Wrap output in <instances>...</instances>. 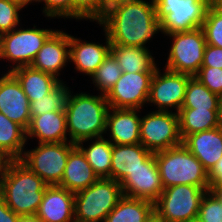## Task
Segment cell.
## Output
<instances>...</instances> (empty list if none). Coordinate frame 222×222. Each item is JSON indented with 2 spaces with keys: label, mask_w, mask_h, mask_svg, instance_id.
<instances>
[{
  "label": "cell",
  "mask_w": 222,
  "mask_h": 222,
  "mask_svg": "<svg viewBox=\"0 0 222 222\" xmlns=\"http://www.w3.org/2000/svg\"><path fill=\"white\" fill-rule=\"evenodd\" d=\"M211 191H213L222 201V180L217 181L211 187Z\"/></svg>",
  "instance_id": "cell-44"
},
{
  "label": "cell",
  "mask_w": 222,
  "mask_h": 222,
  "mask_svg": "<svg viewBox=\"0 0 222 222\" xmlns=\"http://www.w3.org/2000/svg\"><path fill=\"white\" fill-rule=\"evenodd\" d=\"M24 7L12 0H0V36L20 25V11ZM19 12V13H18Z\"/></svg>",
  "instance_id": "cell-36"
},
{
  "label": "cell",
  "mask_w": 222,
  "mask_h": 222,
  "mask_svg": "<svg viewBox=\"0 0 222 222\" xmlns=\"http://www.w3.org/2000/svg\"><path fill=\"white\" fill-rule=\"evenodd\" d=\"M219 124L222 127V96H220L219 102Z\"/></svg>",
  "instance_id": "cell-47"
},
{
  "label": "cell",
  "mask_w": 222,
  "mask_h": 222,
  "mask_svg": "<svg viewBox=\"0 0 222 222\" xmlns=\"http://www.w3.org/2000/svg\"><path fill=\"white\" fill-rule=\"evenodd\" d=\"M196 221L222 222V201L213 191L203 196Z\"/></svg>",
  "instance_id": "cell-35"
},
{
  "label": "cell",
  "mask_w": 222,
  "mask_h": 222,
  "mask_svg": "<svg viewBox=\"0 0 222 222\" xmlns=\"http://www.w3.org/2000/svg\"><path fill=\"white\" fill-rule=\"evenodd\" d=\"M211 187L219 180H222V157L215 164L214 168L208 173Z\"/></svg>",
  "instance_id": "cell-41"
},
{
  "label": "cell",
  "mask_w": 222,
  "mask_h": 222,
  "mask_svg": "<svg viewBox=\"0 0 222 222\" xmlns=\"http://www.w3.org/2000/svg\"><path fill=\"white\" fill-rule=\"evenodd\" d=\"M140 109L113 108L107 113V138L112 144L127 145L140 143ZM108 131V132H107Z\"/></svg>",
  "instance_id": "cell-17"
},
{
  "label": "cell",
  "mask_w": 222,
  "mask_h": 222,
  "mask_svg": "<svg viewBox=\"0 0 222 222\" xmlns=\"http://www.w3.org/2000/svg\"><path fill=\"white\" fill-rule=\"evenodd\" d=\"M204 190L192 185H175L164 188L154 202L155 215L163 222L196 221Z\"/></svg>",
  "instance_id": "cell-6"
},
{
  "label": "cell",
  "mask_w": 222,
  "mask_h": 222,
  "mask_svg": "<svg viewBox=\"0 0 222 222\" xmlns=\"http://www.w3.org/2000/svg\"><path fill=\"white\" fill-rule=\"evenodd\" d=\"M98 24L111 44L122 46L149 48L146 43L161 32L154 0H128L113 5Z\"/></svg>",
  "instance_id": "cell-1"
},
{
  "label": "cell",
  "mask_w": 222,
  "mask_h": 222,
  "mask_svg": "<svg viewBox=\"0 0 222 222\" xmlns=\"http://www.w3.org/2000/svg\"><path fill=\"white\" fill-rule=\"evenodd\" d=\"M86 142H89V145L85 148L83 145ZM77 146L83 152L94 173L99 178H110L113 148L111 141L107 138L99 137L81 141Z\"/></svg>",
  "instance_id": "cell-27"
},
{
  "label": "cell",
  "mask_w": 222,
  "mask_h": 222,
  "mask_svg": "<svg viewBox=\"0 0 222 222\" xmlns=\"http://www.w3.org/2000/svg\"><path fill=\"white\" fill-rule=\"evenodd\" d=\"M36 215L44 222H74V193L58 185L47 186Z\"/></svg>",
  "instance_id": "cell-19"
},
{
  "label": "cell",
  "mask_w": 222,
  "mask_h": 222,
  "mask_svg": "<svg viewBox=\"0 0 222 222\" xmlns=\"http://www.w3.org/2000/svg\"><path fill=\"white\" fill-rule=\"evenodd\" d=\"M16 222H44L36 214L35 215H18Z\"/></svg>",
  "instance_id": "cell-43"
},
{
  "label": "cell",
  "mask_w": 222,
  "mask_h": 222,
  "mask_svg": "<svg viewBox=\"0 0 222 222\" xmlns=\"http://www.w3.org/2000/svg\"><path fill=\"white\" fill-rule=\"evenodd\" d=\"M154 154L163 188L184 184L211 190L208 172L183 143Z\"/></svg>",
  "instance_id": "cell-4"
},
{
  "label": "cell",
  "mask_w": 222,
  "mask_h": 222,
  "mask_svg": "<svg viewBox=\"0 0 222 222\" xmlns=\"http://www.w3.org/2000/svg\"><path fill=\"white\" fill-rule=\"evenodd\" d=\"M18 214L12 211L0 195V222H16Z\"/></svg>",
  "instance_id": "cell-40"
},
{
  "label": "cell",
  "mask_w": 222,
  "mask_h": 222,
  "mask_svg": "<svg viewBox=\"0 0 222 222\" xmlns=\"http://www.w3.org/2000/svg\"><path fill=\"white\" fill-rule=\"evenodd\" d=\"M111 54L115 57L122 72H155L158 65L148 48L111 45Z\"/></svg>",
  "instance_id": "cell-25"
},
{
  "label": "cell",
  "mask_w": 222,
  "mask_h": 222,
  "mask_svg": "<svg viewBox=\"0 0 222 222\" xmlns=\"http://www.w3.org/2000/svg\"><path fill=\"white\" fill-rule=\"evenodd\" d=\"M182 143L209 173L222 157V127L190 134Z\"/></svg>",
  "instance_id": "cell-20"
},
{
  "label": "cell",
  "mask_w": 222,
  "mask_h": 222,
  "mask_svg": "<svg viewBox=\"0 0 222 222\" xmlns=\"http://www.w3.org/2000/svg\"><path fill=\"white\" fill-rule=\"evenodd\" d=\"M43 16L48 18L60 17L73 19V0H43Z\"/></svg>",
  "instance_id": "cell-37"
},
{
  "label": "cell",
  "mask_w": 222,
  "mask_h": 222,
  "mask_svg": "<svg viewBox=\"0 0 222 222\" xmlns=\"http://www.w3.org/2000/svg\"><path fill=\"white\" fill-rule=\"evenodd\" d=\"M179 116V133L182 141L190 134L219 127V110H202L181 108Z\"/></svg>",
  "instance_id": "cell-28"
},
{
  "label": "cell",
  "mask_w": 222,
  "mask_h": 222,
  "mask_svg": "<svg viewBox=\"0 0 222 222\" xmlns=\"http://www.w3.org/2000/svg\"><path fill=\"white\" fill-rule=\"evenodd\" d=\"M70 34L56 30L37 52L30 65L36 70L51 74L60 81V72L70 62Z\"/></svg>",
  "instance_id": "cell-16"
},
{
  "label": "cell",
  "mask_w": 222,
  "mask_h": 222,
  "mask_svg": "<svg viewBox=\"0 0 222 222\" xmlns=\"http://www.w3.org/2000/svg\"><path fill=\"white\" fill-rule=\"evenodd\" d=\"M164 36L172 38L165 69L194 76L202 66L207 45L202 28Z\"/></svg>",
  "instance_id": "cell-10"
},
{
  "label": "cell",
  "mask_w": 222,
  "mask_h": 222,
  "mask_svg": "<svg viewBox=\"0 0 222 222\" xmlns=\"http://www.w3.org/2000/svg\"><path fill=\"white\" fill-rule=\"evenodd\" d=\"M98 94L91 95L87 92L73 94V91H70L64 110L69 142L77 145L87 139L105 136L110 106L105 95Z\"/></svg>",
  "instance_id": "cell-2"
},
{
  "label": "cell",
  "mask_w": 222,
  "mask_h": 222,
  "mask_svg": "<svg viewBox=\"0 0 222 222\" xmlns=\"http://www.w3.org/2000/svg\"><path fill=\"white\" fill-rule=\"evenodd\" d=\"M48 185L20 160H11L5 170L0 195L18 215H35Z\"/></svg>",
  "instance_id": "cell-3"
},
{
  "label": "cell",
  "mask_w": 222,
  "mask_h": 222,
  "mask_svg": "<svg viewBox=\"0 0 222 222\" xmlns=\"http://www.w3.org/2000/svg\"><path fill=\"white\" fill-rule=\"evenodd\" d=\"M210 8L222 13V0H209Z\"/></svg>",
  "instance_id": "cell-45"
},
{
  "label": "cell",
  "mask_w": 222,
  "mask_h": 222,
  "mask_svg": "<svg viewBox=\"0 0 222 222\" xmlns=\"http://www.w3.org/2000/svg\"><path fill=\"white\" fill-rule=\"evenodd\" d=\"M154 72H123L105 95L110 107L142 109L148 104L150 83Z\"/></svg>",
  "instance_id": "cell-13"
},
{
  "label": "cell",
  "mask_w": 222,
  "mask_h": 222,
  "mask_svg": "<svg viewBox=\"0 0 222 222\" xmlns=\"http://www.w3.org/2000/svg\"><path fill=\"white\" fill-rule=\"evenodd\" d=\"M104 16V0H73V19L95 21Z\"/></svg>",
  "instance_id": "cell-34"
},
{
  "label": "cell",
  "mask_w": 222,
  "mask_h": 222,
  "mask_svg": "<svg viewBox=\"0 0 222 222\" xmlns=\"http://www.w3.org/2000/svg\"><path fill=\"white\" fill-rule=\"evenodd\" d=\"M122 73L117 60L110 53L90 78L95 88L100 91L99 93L106 95L116 84Z\"/></svg>",
  "instance_id": "cell-32"
},
{
  "label": "cell",
  "mask_w": 222,
  "mask_h": 222,
  "mask_svg": "<svg viewBox=\"0 0 222 222\" xmlns=\"http://www.w3.org/2000/svg\"><path fill=\"white\" fill-rule=\"evenodd\" d=\"M65 111H51L40 116H31L26 130L28 139L36 138L38 143L67 142Z\"/></svg>",
  "instance_id": "cell-21"
},
{
  "label": "cell",
  "mask_w": 222,
  "mask_h": 222,
  "mask_svg": "<svg viewBox=\"0 0 222 222\" xmlns=\"http://www.w3.org/2000/svg\"><path fill=\"white\" fill-rule=\"evenodd\" d=\"M162 34L190 31L202 26L209 0H154Z\"/></svg>",
  "instance_id": "cell-7"
},
{
  "label": "cell",
  "mask_w": 222,
  "mask_h": 222,
  "mask_svg": "<svg viewBox=\"0 0 222 222\" xmlns=\"http://www.w3.org/2000/svg\"><path fill=\"white\" fill-rule=\"evenodd\" d=\"M105 45L81 40L70 34V62L74 64L75 70L89 77L103 63L104 59L111 53V43L103 30Z\"/></svg>",
  "instance_id": "cell-18"
},
{
  "label": "cell",
  "mask_w": 222,
  "mask_h": 222,
  "mask_svg": "<svg viewBox=\"0 0 222 222\" xmlns=\"http://www.w3.org/2000/svg\"><path fill=\"white\" fill-rule=\"evenodd\" d=\"M220 96L211 92L196 77L192 76L187 84L181 108L219 110Z\"/></svg>",
  "instance_id": "cell-30"
},
{
  "label": "cell",
  "mask_w": 222,
  "mask_h": 222,
  "mask_svg": "<svg viewBox=\"0 0 222 222\" xmlns=\"http://www.w3.org/2000/svg\"><path fill=\"white\" fill-rule=\"evenodd\" d=\"M122 197L119 182L111 178H99L91 186L74 193L75 221L104 222Z\"/></svg>",
  "instance_id": "cell-5"
},
{
  "label": "cell",
  "mask_w": 222,
  "mask_h": 222,
  "mask_svg": "<svg viewBox=\"0 0 222 222\" xmlns=\"http://www.w3.org/2000/svg\"><path fill=\"white\" fill-rule=\"evenodd\" d=\"M151 154L141 143L113 144L110 178L120 183L129 173L141 167Z\"/></svg>",
  "instance_id": "cell-23"
},
{
  "label": "cell",
  "mask_w": 222,
  "mask_h": 222,
  "mask_svg": "<svg viewBox=\"0 0 222 222\" xmlns=\"http://www.w3.org/2000/svg\"><path fill=\"white\" fill-rule=\"evenodd\" d=\"M201 67H214L222 69V48L207 44Z\"/></svg>",
  "instance_id": "cell-39"
},
{
  "label": "cell",
  "mask_w": 222,
  "mask_h": 222,
  "mask_svg": "<svg viewBox=\"0 0 222 222\" xmlns=\"http://www.w3.org/2000/svg\"><path fill=\"white\" fill-rule=\"evenodd\" d=\"M154 215L153 202L123 196L104 222H147Z\"/></svg>",
  "instance_id": "cell-26"
},
{
  "label": "cell",
  "mask_w": 222,
  "mask_h": 222,
  "mask_svg": "<svg viewBox=\"0 0 222 222\" xmlns=\"http://www.w3.org/2000/svg\"><path fill=\"white\" fill-rule=\"evenodd\" d=\"M206 43L222 48V13L208 8L206 17L201 26Z\"/></svg>",
  "instance_id": "cell-33"
},
{
  "label": "cell",
  "mask_w": 222,
  "mask_h": 222,
  "mask_svg": "<svg viewBox=\"0 0 222 222\" xmlns=\"http://www.w3.org/2000/svg\"><path fill=\"white\" fill-rule=\"evenodd\" d=\"M157 67L151 83L148 103L157 106V111H174L176 113L182 107L186 87L192 75L186 73H176ZM173 110H172V109Z\"/></svg>",
  "instance_id": "cell-12"
},
{
  "label": "cell",
  "mask_w": 222,
  "mask_h": 222,
  "mask_svg": "<svg viewBox=\"0 0 222 222\" xmlns=\"http://www.w3.org/2000/svg\"><path fill=\"white\" fill-rule=\"evenodd\" d=\"M26 142V130L0 112V151L11 160H20Z\"/></svg>",
  "instance_id": "cell-29"
},
{
  "label": "cell",
  "mask_w": 222,
  "mask_h": 222,
  "mask_svg": "<svg viewBox=\"0 0 222 222\" xmlns=\"http://www.w3.org/2000/svg\"><path fill=\"white\" fill-rule=\"evenodd\" d=\"M211 92L222 96V69L214 67H201L194 75Z\"/></svg>",
  "instance_id": "cell-38"
},
{
  "label": "cell",
  "mask_w": 222,
  "mask_h": 222,
  "mask_svg": "<svg viewBox=\"0 0 222 222\" xmlns=\"http://www.w3.org/2000/svg\"><path fill=\"white\" fill-rule=\"evenodd\" d=\"M147 222H163V221L160 220L156 215H154Z\"/></svg>",
  "instance_id": "cell-48"
},
{
  "label": "cell",
  "mask_w": 222,
  "mask_h": 222,
  "mask_svg": "<svg viewBox=\"0 0 222 222\" xmlns=\"http://www.w3.org/2000/svg\"><path fill=\"white\" fill-rule=\"evenodd\" d=\"M10 72L21 84L29 102L44 97L61 82L55 76L36 70L31 66H21Z\"/></svg>",
  "instance_id": "cell-24"
},
{
  "label": "cell",
  "mask_w": 222,
  "mask_h": 222,
  "mask_svg": "<svg viewBox=\"0 0 222 222\" xmlns=\"http://www.w3.org/2000/svg\"><path fill=\"white\" fill-rule=\"evenodd\" d=\"M98 179L85 155L76 145L68 155L62 180L58 186L76 193L91 186Z\"/></svg>",
  "instance_id": "cell-22"
},
{
  "label": "cell",
  "mask_w": 222,
  "mask_h": 222,
  "mask_svg": "<svg viewBox=\"0 0 222 222\" xmlns=\"http://www.w3.org/2000/svg\"><path fill=\"white\" fill-rule=\"evenodd\" d=\"M70 91L65 82L61 81L50 93L30 102L31 116H40L51 111H64Z\"/></svg>",
  "instance_id": "cell-31"
},
{
  "label": "cell",
  "mask_w": 222,
  "mask_h": 222,
  "mask_svg": "<svg viewBox=\"0 0 222 222\" xmlns=\"http://www.w3.org/2000/svg\"><path fill=\"white\" fill-rule=\"evenodd\" d=\"M123 196L155 202L163 191L159 169L152 153L142 166L129 173L121 182Z\"/></svg>",
  "instance_id": "cell-14"
},
{
  "label": "cell",
  "mask_w": 222,
  "mask_h": 222,
  "mask_svg": "<svg viewBox=\"0 0 222 222\" xmlns=\"http://www.w3.org/2000/svg\"><path fill=\"white\" fill-rule=\"evenodd\" d=\"M42 1H43V0H27V6H28L29 4L34 3V2H36V3L38 2V4H39V3H42Z\"/></svg>",
  "instance_id": "cell-50"
},
{
  "label": "cell",
  "mask_w": 222,
  "mask_h": 222,
  "mask_svg": "<svg viewBox=\"0 0 222 222\" xmlns=\"http://www.w3.org/2000/svg\"><path fill=\"white\" fill-rule=\"evenodd\" d=\"M30 102L16 77L6 71L0 77V112L25 130L31 121Z\"/></svg>",
  "instance_id": "cell-15"
},
{
  "label": "cell",
  "mask_w": 222,
  "mask_h": 222,
  "mask_svg": "<svg viewBox=\"0 0 222 222\" xmlns=\"http://www.w3.org/2000/svg\"><path fill=\"white\" fill-rule=\"evenodd\" d=\"M12 1L18 2L20 5L27 8V0H12Z\"/></svg>",
  "instance_id": "cell-49"
},
{
  "label": "cell",
  "mask_w": 222,
  "mask_h": 222,
  "mask_svg": "<svg viewBox=\"0 0 222 222\" xmlns=\"http://www.w3.org/2000/svg\"><path fill=\"white\" fill-rule=\"evenodd\" d=\"M11 161L2 151H0V186L5 174L8 163Z\"/></svg>",
  "instance_id": "cell-42"
},
{
  "label": "cell",
  "mask_w": 222,
  "mask_h": 222,
  "mask_svg": "<svg viewBox=\"0 0 222 222\" xmlns=\"http://www.w3.org/2000/svg\"><path fill=\"white\" fill-rule=\"evenodd\" d=\"M75 146L69 141L38 143L30 150L25 149L20 161L42 178L48 186L59 185L68 155Z\"/></svg>",
  "instance_id": "cell-9"
},
{
  "label": "cell",
  "mask_w": 222,
  "mask_h": 222,
  "mask_svg": "<svg viewBox=\"0 0 222 222\" xmlns=\"http://www.w3.org/2000/svg\"><path fill=\"white\" fill-rule=\"evenodd\" d=\"M33 27L27 29L17 27L0 36V60L6 59L12 63L8 72L21 66H30L37 52L56 31L36 28V25Z\"/></svg>",
  "instance_id": "cell-8"
},
{
  "label": "cell",
  "mask_w": 222,
  "mask_h": 222,
  "mask_svg": "<svg viewBox=\"0 0 222 222\" xmlns=\"http://www.w3.org/2000/svg\"><path fill=\"white\" fill-rule=\"evenodd\" d=\"M140 143L152 153L181 145L178 113L155 110L142 116Z\"/></svg>",
  "instance_id": "cell-11"
},
{
  "label": "cell",
  "mask_w": 222,
  "mask_h": 222,
  "mask_svg": "<svg viewBox=\"0 0 222 222\" xmlns=\"http://www.w3.org/2000/svg\"><path fill=\"white\" fill-rule=\"evenodd\" d=\"M128 0H104V15L107 9L121 2H125Z\"/></svg>",
  "instance_id": "cell-46"
}]
</instances>
